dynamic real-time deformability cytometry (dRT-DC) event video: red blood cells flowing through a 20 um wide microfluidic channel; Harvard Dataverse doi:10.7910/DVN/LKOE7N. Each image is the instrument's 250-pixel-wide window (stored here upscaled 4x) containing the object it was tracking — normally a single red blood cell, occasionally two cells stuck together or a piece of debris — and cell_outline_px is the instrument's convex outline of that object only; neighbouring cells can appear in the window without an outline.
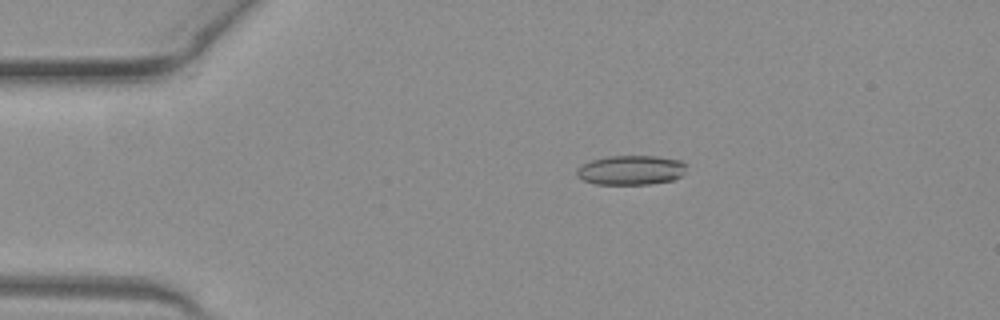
{"species": "common noctule bat (a hibernating species)", "species_latin": "Nyctalus noctula", "temperature_condition": "warm", "stored_images_in_passage": 19, "camera_frame_rate_fps": 3000, "um_per_image_px": 0.085, "animal": {"sex": "female", "body_mass_g": 19.3, "forearm_length_mm": 54.1}, "frame": {"image": 1, "passage_image": 10, "time_ms": 3.0, "image_size_px": [1000, 320], "cell_outline_px": [[688, 164], [684, 176], [672, 180], [652, 184], [596, 184], [584, 180], [576, 176], [576, 168], [592, 160], [608, 156], [656, 156], [680, 160]], "centroid_in_image_um": [53.68, 14.46], "position_along_channel_um": 31.3, "area_um2": 19.07}}
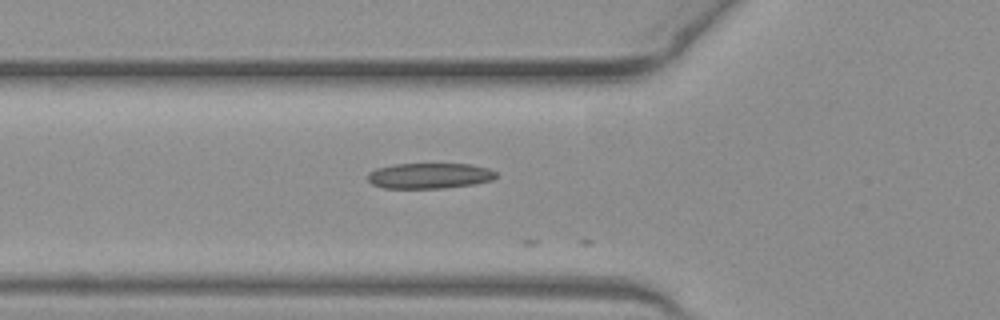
{"frame": {"image": 2, "passage_image": 18, "time_ms": 5.667, "image_size_px": [1000, 320], "cell_outline_px": [[496, 176], [492, 180], [472, 184], [444, 188], [384, 188], [372, 184], [368, 180], [368, 172], [376, 168], [392, 164], [472, 164], [488, 168], [496, 172]], "centroid_in_image_um": [36.48, 14.93], "position_along_channel_um": 89.3, "area_um2": 19.13}}